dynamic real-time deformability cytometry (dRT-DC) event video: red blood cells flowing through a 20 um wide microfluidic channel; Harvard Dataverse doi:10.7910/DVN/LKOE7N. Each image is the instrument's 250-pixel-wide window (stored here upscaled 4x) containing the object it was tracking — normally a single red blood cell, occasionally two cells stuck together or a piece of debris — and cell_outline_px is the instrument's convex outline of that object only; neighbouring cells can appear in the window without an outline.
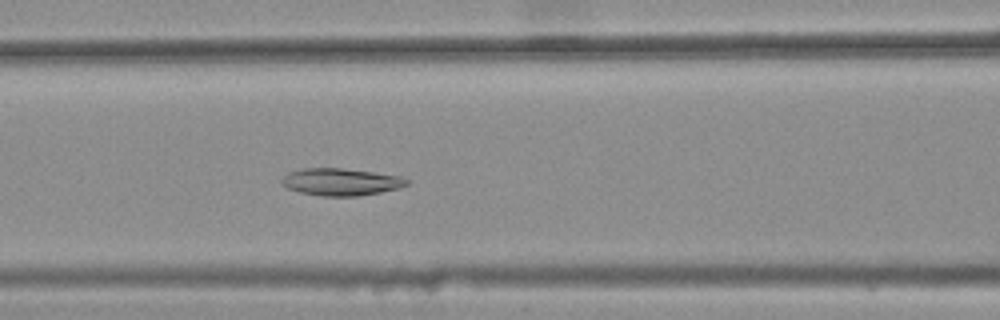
{"species": "common noctule bat (a hibernating species)", "species_latin": "Nyctalus noctula", "temperature_condition": "warm", "stored_images_in_passage": 44, "camera_frame_rate_fps": 3000, "um_per_image_px": 0.085, "animal": {"sex": "female", "body_mass_g": 25.1}, "frame": {"image": 1, "passage_image": 22, "time_ms": 7.0, "image_size_px": [1000, 320], "cell_outline_px": [[408, 184], [396, 188], [380, 192], [356, 196], [324, 196], [300, 192], [288, 188], [280, 184], [280, 180], [288, 172], [300, 168], [344, 168], [400, 176], [408, 180]], "centroid_in_image_um": [28.91, 15.45], "position_along_channel_um": 137.7, "area_um2": 19.71}}
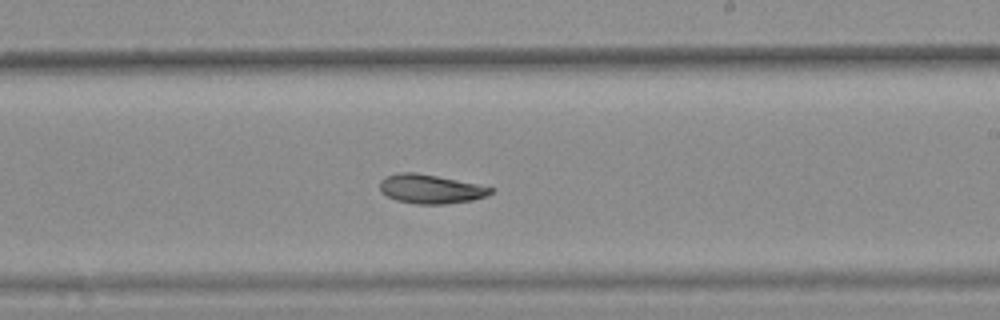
{"frame": {"image": 2, "passage_image": 31, "time_ms": 10.0, "image_size_px": [1000, 320], "cell_outline_px": [[496, 188], [488, 196], [472, 200], [444, 204], [416, 204], [396, 200], [380, 192], [380, 180], [384, 176], [396, 172], [416, 172]], "centroid_in_image_um": [36.57, 16.06], "position_along_channel_um": 252.4, "area_um2": 18.84}}
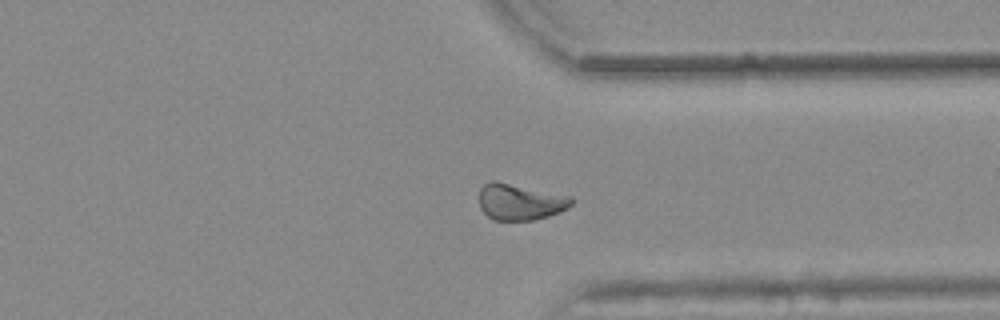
{"frame": {"image": 3, "passage_image": 40, "time_ms": 13.0, "image_size_px": [1000, 320], "cell_outline_px": [[572, 204], [568, 208], [560, 212], [548, 216], [532, 220], [492, 220], [480, 208], [480, 188], [484, 184], [492, 180], [496, 180], [572, 196]], "centroid_in_image_um": [44.21, 17.15], "position_along_channel_um": 367.2, "area_um2": 19.65}, "authors_computed_cell_mechanics": {"area_um2": 19.6809, "velocity_mm_per_s": 3.8438, "shape_relaxation_time_tau1_ms": null, "shape_relaxation_time_tau2_ms": 9.2145, "deformation_change_tau1": null, "deformation_change_tau2": 0.1301}}